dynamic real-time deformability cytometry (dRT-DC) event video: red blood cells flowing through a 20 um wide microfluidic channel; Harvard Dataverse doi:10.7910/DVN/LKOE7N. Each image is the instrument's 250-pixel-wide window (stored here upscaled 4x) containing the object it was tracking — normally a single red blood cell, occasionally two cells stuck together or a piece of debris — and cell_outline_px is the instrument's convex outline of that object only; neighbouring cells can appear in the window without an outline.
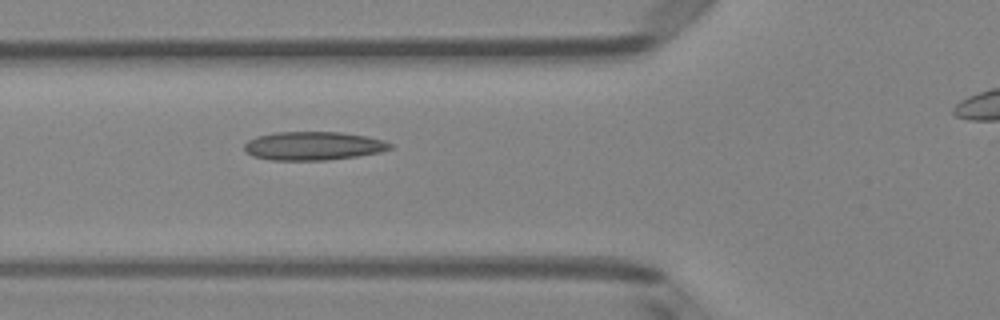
{"species": "Egyptian fruit bat (a non-hibernating species)", "species_latin": "Rousettus aegyptiacus", "temperature_condition": "room temperature", "stored_images_in_passage": 6, "camera_frame_rate_fps": 3000, "um_per_image_px": 0.085, "animal": {"sex": "female"}, "frame": {"image": 1, "passage_image": 5, "time_ms": 1.333, "image_size_px": [1000, 320], "cell_outline_px": [[392, 148], [380, 152], [356, 156], [324, 160], [272, 160], [252, 156], [244, 152], [244, 144], [248, 140], [256, 136], [276, 132], [340, 132], [364, 136], [384, 140], [392, 144]], "centroid_in_image_um": [26.58, 12.4], "position_along_channel_um": 99.2, "area_um2": 24.22}}